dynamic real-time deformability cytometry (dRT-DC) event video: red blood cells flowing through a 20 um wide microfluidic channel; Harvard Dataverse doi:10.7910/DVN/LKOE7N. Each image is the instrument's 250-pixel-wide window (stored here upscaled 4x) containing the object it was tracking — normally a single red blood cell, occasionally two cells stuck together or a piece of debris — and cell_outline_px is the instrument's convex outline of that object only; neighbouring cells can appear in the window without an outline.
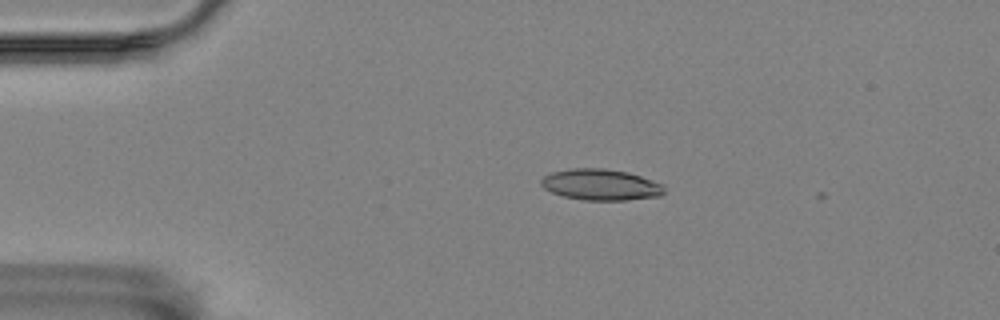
{"species": "Egyptian fruit bat (a non-hibernating species)", "species_latin": "Rousettus aegyptiacus", "temperature_condition": "room temperature", "stored_images_in_passage": 4, "camera_frame_rate_fps": 3000, "um_per_image_px": 0.085, "animal": {"sex": "female"}, "frame": {"image": 1, "passage_image": 2, "time_ms": 0.333, "image_size_px": [1000, 320], "cell_outline_px": [[664, 192], [660, 196], [624, 200], [584, 200], [564, 196], [552, 192], [544, 188], [540, 184], [540, 180], [544, 176], [552, 172], [572, 168], [604, 168], [628, 172], [664, 184]], "centroid_in_image_um": [51.06, 15.69], "position_along_channel_um": 33.9, "area_um2": 22.31}}